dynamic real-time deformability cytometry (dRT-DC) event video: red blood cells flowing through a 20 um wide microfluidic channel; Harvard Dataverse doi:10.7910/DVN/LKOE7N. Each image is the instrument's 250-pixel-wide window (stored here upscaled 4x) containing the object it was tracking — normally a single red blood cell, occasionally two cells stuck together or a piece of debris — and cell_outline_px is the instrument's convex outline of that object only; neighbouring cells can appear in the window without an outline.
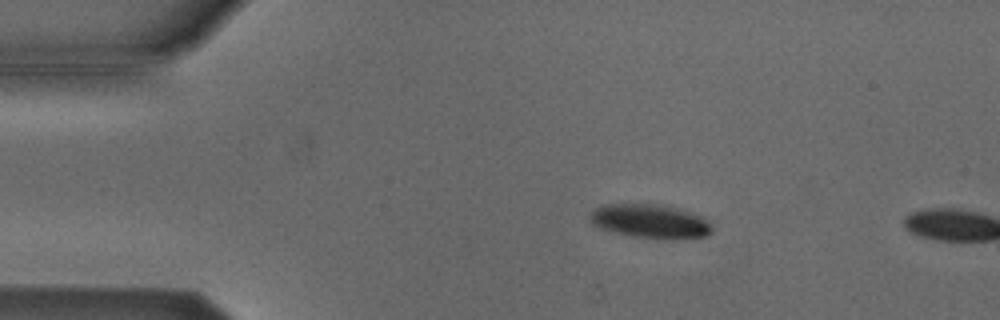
{"species": "Egyptian fruit bat (a non-hibernating species)", "species_latin": "Rousettus aegyptiacus", "temperature_condition": "cold", "stored_images_in_passage": 4, "camera_frame_rate_fps": 3000, "um_per_image_px": 0.085, "animal": {"sex": "male"}, "frame": {"image": 1, "passage_image": 2, "time_ms": 0.333, "image_size_px": [1000, 320], "cell_outline_px": [[712, 232], [708, 236], [684, 240], [664, 240], [632, 236], [600, 228], [592, 224], [588, 220], [588, 216], [596, 208], [604, 204], [652, 204], [676, 208], [700, 216], [712, 228]], "centroid_in_image_um": [55.26, 18.84], "position_along_channel_um": 29.7, "area_um2": 24.22}}